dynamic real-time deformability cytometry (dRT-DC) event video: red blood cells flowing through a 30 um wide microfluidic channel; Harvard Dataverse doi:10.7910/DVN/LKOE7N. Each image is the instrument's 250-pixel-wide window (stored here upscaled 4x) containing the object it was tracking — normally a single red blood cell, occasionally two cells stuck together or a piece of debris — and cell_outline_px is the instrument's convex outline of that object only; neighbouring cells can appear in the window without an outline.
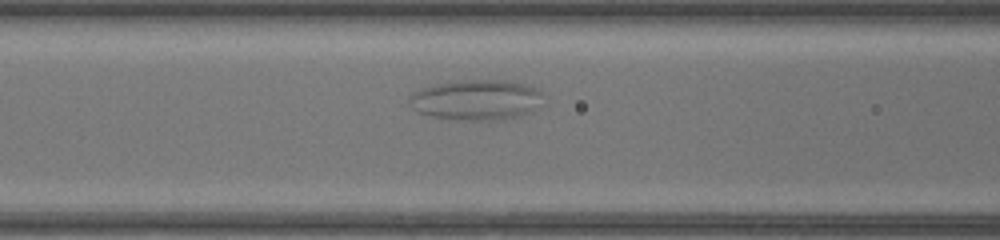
{"species": "common noctule bat (a hibernating species)", "species_latin": "Nyctalus noctula", "temperature_condition": "warm", "stored_images_in_passage": 43, "camera_frame_rate_fps": 3000, "um_per_image_px": 0.085, "animal": {"sex": "female", "body_mass_g": 17.0, "forearm_length_mm": 48.0}, "frame": {"image": 1, "passage_image": 13, "time_ms": 4.0, "image_size_px": [1000, 240], "cell_outline_px": [[544, 92], [532, 112], [520, 116], [500, 120], [472, 120], [432, 116], [416, 112], [408, 104], [408, 96], [412, 92], [420, 88], [436, 84], [464, 80], [504, 80], [524, 84], [540, 88]], "centroid_in_image_um": [40.46, 8.48], "position_along_channel_um": 126.1, "area_um2": 31.62}}
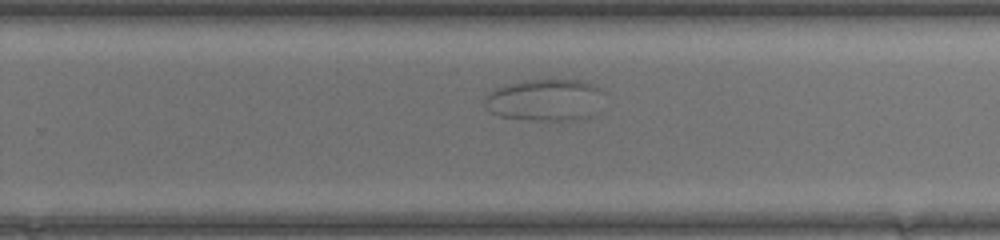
{"frame": {"image": 2, "passage_image": 25, "time_ms": 8.0, "image_size_px": [1000, 240], "cell_outline_px": [[600, 88], [588, 116], [584, 120], [528, 120], [500, 116], [492, 112], [484, 104], [484, 96], [488, 92], [504, 84], [520, 80], [580, 80], [596, 84]], "centroid_in_image_um": [46.17, 8.48], "position_along_channel_um": 283.6, "area_um2": 28.5}}
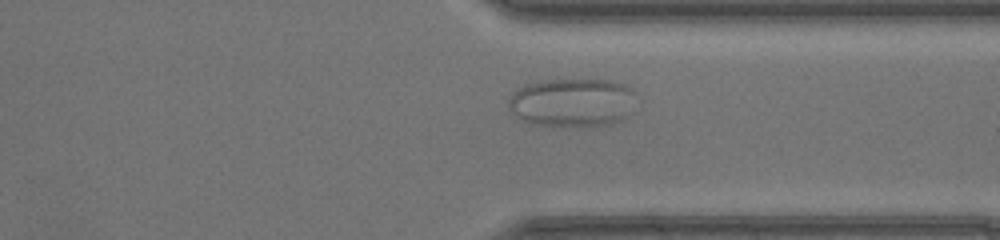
{"frame": {"image": 3, "passage_image": 31, "time_ms": 10.0, "image_size_px": [1000, 240], "cell_outline_px": [[632, 92], [624, 120], [592, 128], [532, 124], [520, 120], [508, 108], [508, 100], [520, 88], [528, 84], [544, 80], [608, 80], [624, 84], [632, 88]], "centroid_in_image_um": [48.58, 8.75], "position_along_channel_um": 362.8, "area_um2": 35.84}}